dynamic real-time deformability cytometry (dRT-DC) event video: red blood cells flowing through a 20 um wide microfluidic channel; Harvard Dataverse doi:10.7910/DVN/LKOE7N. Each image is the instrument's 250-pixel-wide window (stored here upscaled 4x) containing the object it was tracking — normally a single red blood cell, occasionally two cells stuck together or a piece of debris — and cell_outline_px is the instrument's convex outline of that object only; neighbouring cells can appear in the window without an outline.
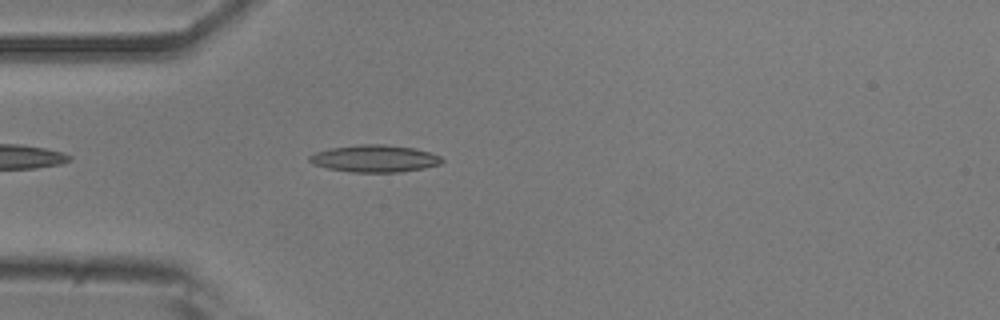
{"species": "common noctule bat (a hibernating species)", "species_latin": "Nyctalus noctula", "temperature_condition": "room temperature", "stored_images_in_passage": 38, "camera_frame_rate_fps": 3000, "um_per_image_px": 0.085, "animal": {"sex": "male", "body_mass_g": 20.5, "forearm_length_mm": 52.5}, "frame": {"image": 1, "passage_image": 2, "time_ms": 0.333, "image_size_px": [1000, 320], "cell_outline_px": [[444, 160], [440, 164], [424, 168], [400, 172], [352, 172], [328, 168], [316, 164], [308, 160], [308, 156], [316, 152], [328, 148], [360, 144], [384, 144], [416, 148], [440, 156]], "centroid_in_image_um": [31.86, 13.47], "position_along_channel_um": 53.1, "area_um2": 20.92}}
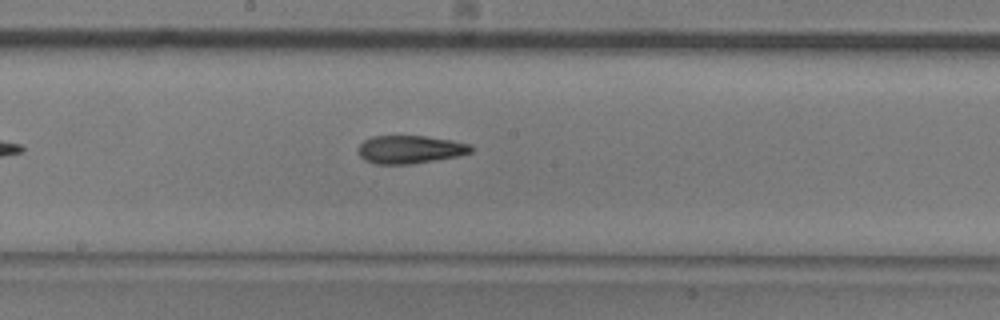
{"frame": {"image": 2, "passage_image": 15, "time_ms": 4.667, "image_size_px": [1000, 320], "cell_outline_px": [[472, 152], [456, 156], [412, 164], [372, 164], [364, 160], [360, 156], [360, 144], [364, 140], [372, 136], [428, 136], [452, 140], [468, 144], [472, 148]], "centroid_in_image_um": [34.83, 12.7], "position_along_channel_um": 213.4, "area_um2": 18.32}}
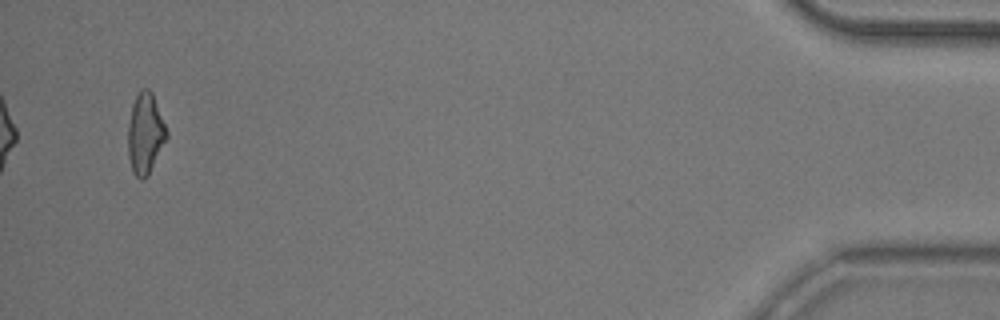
{"frame": {"image": 3, "passage_image": 38, "time_ms": 12.333, "image_size_px": [1000, 320], "cell_outline_px": [[168, 136], [148, 176], [144, 180], [140, 180], [132, 172], [128, 156], [128, 124], [132, 104], [140, 88], [148, 88], [152, 92], [168, 132]], "centroid_in_image_um": [12.34, 11.36], "position_along_channel_um": 422.9, "area_um2": 18.32}, "authors_computed_cell_mechanics": {"area_um2": 18.4671, "velocity_mm_per_s": 3.8305, "shape_relaxation_time_tau1_ms": 7.2511, "shape_relaxation_time_tau2_ms": 5.6653, "deformation_change_tau1": 0.2104, "deformation_change_tau2": 0.1307}}